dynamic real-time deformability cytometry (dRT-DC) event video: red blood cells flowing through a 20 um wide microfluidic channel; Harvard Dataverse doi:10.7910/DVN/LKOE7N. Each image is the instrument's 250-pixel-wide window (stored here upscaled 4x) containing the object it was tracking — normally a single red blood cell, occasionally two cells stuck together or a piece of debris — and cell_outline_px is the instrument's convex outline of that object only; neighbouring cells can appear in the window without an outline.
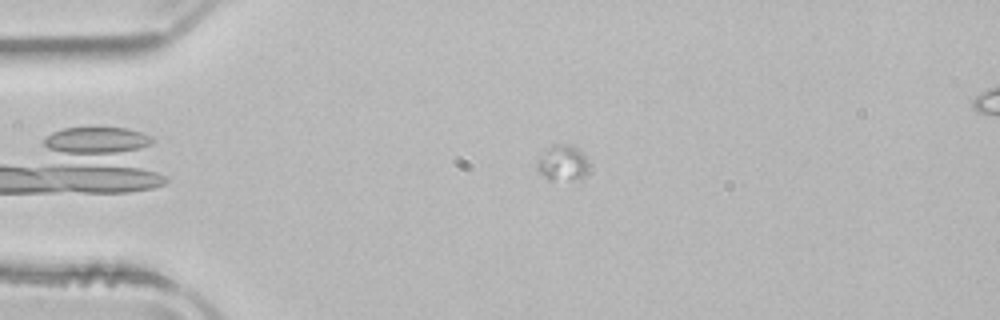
{"species": "common noctule bat (a hibernating species)", "species_latin": "Nyctalus noctula", "temperature_condition": "room temperature", "stored_images_in_passage": 33, "camera_frame_rate_fps": 3000, "um_per_image_px": 0.085, "animal": {"sex": "male", "body_mass_g": 21.5, "forearm_length_mm": 52.0}, "frame": {"image": 1, "passage_image": 1, "time_ms": 0.0, "image_size_px": [1000, 320], "cell_outline_px": [[588, 164], [584, 176], [580, 180], [548, 180], [536, 168], [536, 160], [544, 152], [556, 144], [568, 144], [576, 148], [584, 156]], "centroid_in_image_um": [47.79, 13.89], "position_along_channel_um": 37.2, "area_um2": 10.58}}